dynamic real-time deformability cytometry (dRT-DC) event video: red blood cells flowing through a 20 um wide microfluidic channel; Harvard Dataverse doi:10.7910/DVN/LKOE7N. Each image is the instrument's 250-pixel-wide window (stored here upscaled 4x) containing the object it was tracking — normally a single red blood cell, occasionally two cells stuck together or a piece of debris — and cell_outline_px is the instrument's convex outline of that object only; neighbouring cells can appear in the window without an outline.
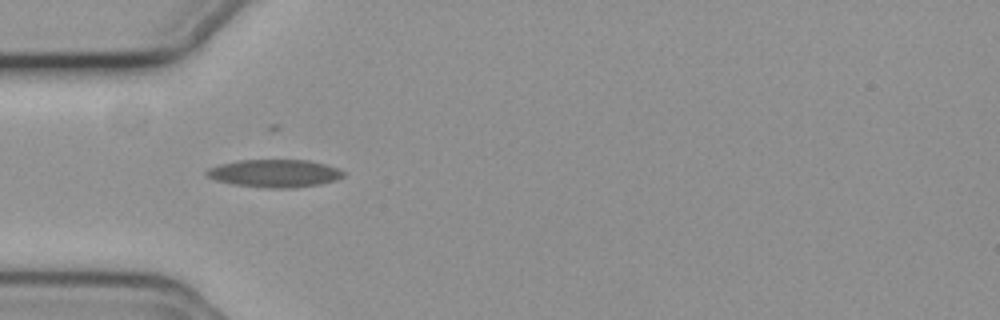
{"species": "common noctule bat (a hibernating species)", "species_latin": "Nyctalus noctula", "temperature_condition": "cold", "stored_images_in_passage": 7, "camera_frame_rate_fps": 3000, "um_per_image_px": 0.085, "animal": {"sex": "female", "body_mass_g": 19.3, "forearm_length_mm": 54.1}, "frame": {"image": 1, "passage_image": 1, "time_ms": 0.0, "image_size_px": [1000, 320], "cell_outline_px": [[344, 176], [336, 180], [320, 184], [292, 188], [268, 188], [236, 184], [216, 180], [208, 176], [204, 172], [208, 168], [220, 164], [240, 160], [308, 160], [324, 164], [336, 168], [344, 172]], "centroid_in_image_um": [23.35, 14.73], "position_along_channel_um": 61.7, "area_um2": 21.91}}
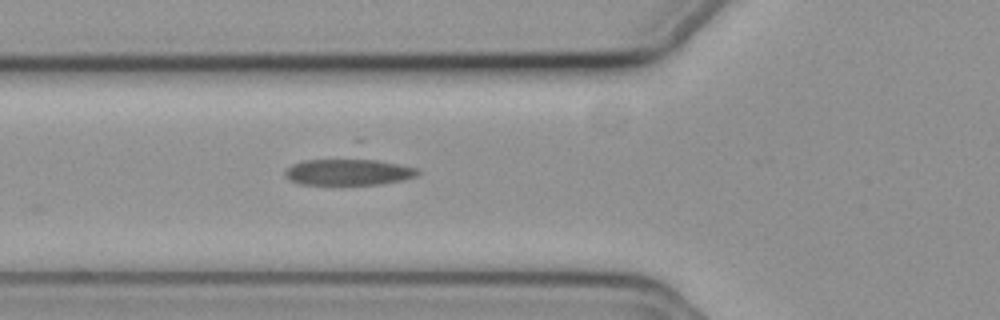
{"frame": {"image": 2, "passage_image": 4, "time_ms": 1.0, "image_size_px": [1000, 320], "cell_outline_px": [[420, 172], [416, 176], [404, 180], [380, 184], [300, 184], [284, 176], [284, 172], [292, 164], [304, 160], [356, 156], [360, 156], [400, 164], [416, 168]], "centroid_in_image_um": [29.63, 14.57], "position_along_channel_um": 96.2, "area_um2": 21.21}}